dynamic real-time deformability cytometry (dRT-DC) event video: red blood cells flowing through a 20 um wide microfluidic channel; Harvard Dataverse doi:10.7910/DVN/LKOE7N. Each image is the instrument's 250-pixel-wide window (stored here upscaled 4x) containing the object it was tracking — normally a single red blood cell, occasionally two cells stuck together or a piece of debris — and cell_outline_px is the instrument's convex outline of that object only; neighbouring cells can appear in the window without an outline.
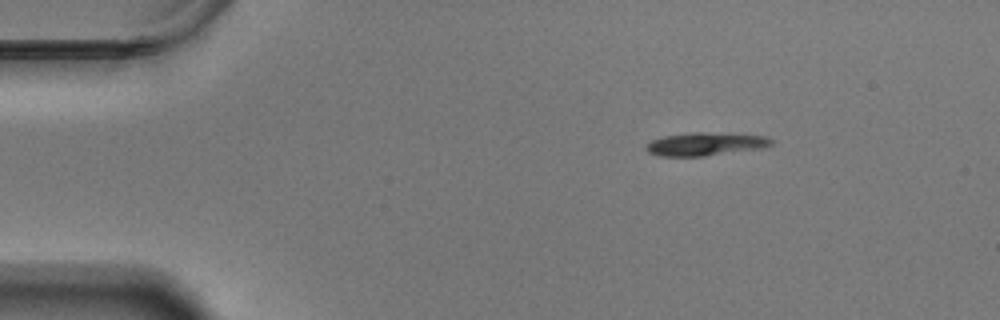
{"species": "Egyptian fruit bat (a non-hibernating species)", "species_latin": "Rousettus aegyptiacus", "temperature_condition": "warm", "stored_images_in_passage": 50, "camera_frame_rate_fps": 3000, "um_per_image_px": 0.085, "animal": {"sex": "male"}, "frame": {"image": 1, "passage_image": 1, "time_ms": 0.0, "image_size_px": [1000, 320], "cell_outline_px": [[772, 144], [764, 148], [704, 156], [660, 156], [648, 152], [644, 148], [652, 140], [664, 136], [688, 132], [704, 132], [768, 136], [772, 140]], "centroid_in_image_um": [59.97, 12.24], "position_along_channel_um": 25.0, "area_um2": 16.88}}
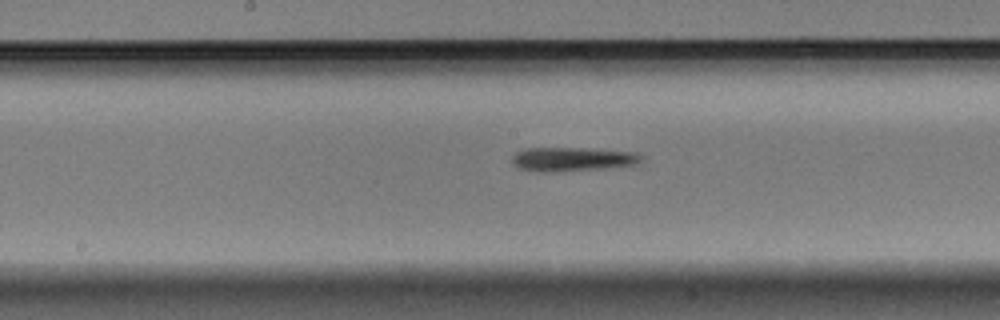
{"frame": {"image": 2, "passage_image": 22, "time_ms": 7.0, "image_size_px": [1000, 320], "cell_outline_px": [[640, 160], [632, 164], [600, 168], [552, 172], [540, 172], [520, 168], [512, 164], [512, 156], [516, 152], [524, 148], [580, 148], [632, 152], [640, 156]], "centroid_in_image_um": [48.5, 13.52], "position_along_channel_um": 199.7, "area_um2": 17.51}}
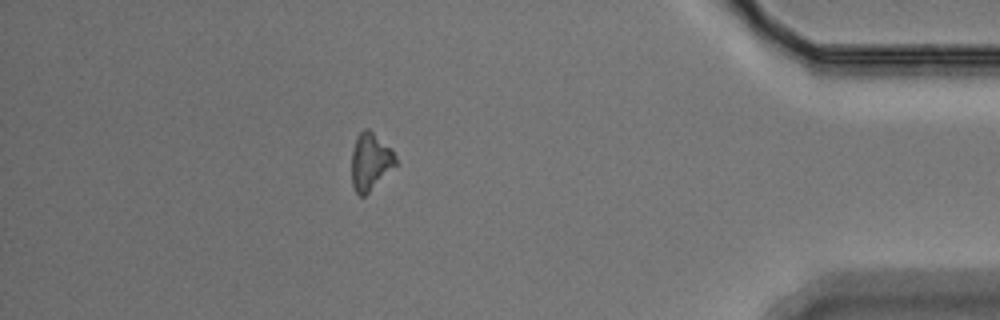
{"frame": {"image": 3, "passage_image": 43, "time_ms": 14.0, "image_size_px": [1000, 320], "cell_outline_px": [[396, 164], [364, 196], [360, 196], [356, 192], [352, 184], [352, 152], [356, 136], [364, 128], [368, 128], [392, 148], [396, 156]], "centroid_in_image_um": [31.47, 13.69], "position_along_channel_um": 403.7, "area_um2": 14.51}, "authors_computed_cell_mechanics": {"area_um2": 16.0973, "velocity_mm_per_s": 3.5081, "shape_relaxation_time_tau1_ms": 1.8235, "shape_relaxation_time_tau2_ms": null, "deformation_change_tau1": 0.1427, "deformation_change_tau2": null}}